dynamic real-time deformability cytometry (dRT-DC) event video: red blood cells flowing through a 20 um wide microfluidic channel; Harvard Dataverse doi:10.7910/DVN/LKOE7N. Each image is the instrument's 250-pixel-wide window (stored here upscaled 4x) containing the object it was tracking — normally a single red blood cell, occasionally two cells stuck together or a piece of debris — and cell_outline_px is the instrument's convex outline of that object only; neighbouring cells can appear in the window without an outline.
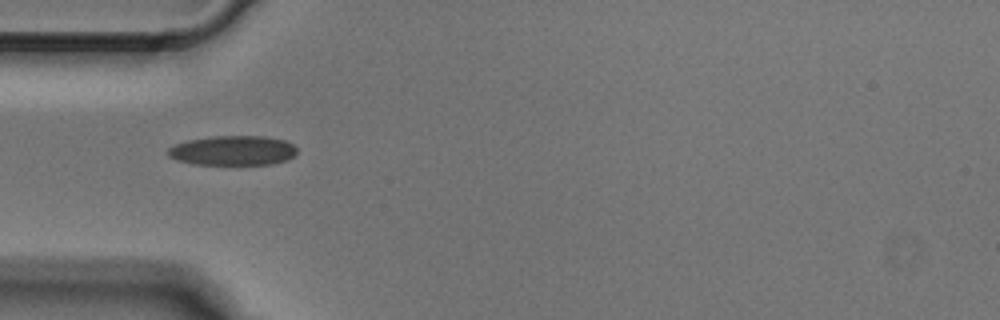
{"species": "Egyptian fruit bat (a non-hibernating species)", "species_latin": "Rousettus aegyptiacus", "temperature_condition": "cold", "stored_images_in_passage": 2, "camera_frame_rate_fps": 3000, "um_per_image_px": 0.085, "animal": {"sex": "male"}, "frame": {"image": 1, "passage_image": 1, "time_ms": 0.0, "image_size_px": [1000, 320], "cell_outline_px": [[296, 152], [288, 160], [272, 164], [192, 164], [176, 160], [168, 156], [168, 148], [176, 144], [188, 140], [212, 136], [264, 136], [284, 140], [292, 144], [296, 148]], "centroid_in_image_um": [19.78, 12.79], "position_along_channel_um": 65.2, "area_um2": 22.25}}
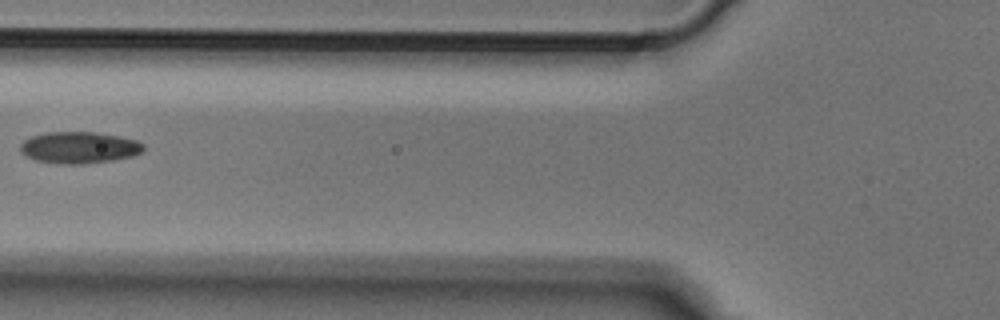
{"frame": {"image": 2, "passage_image": 2, "time_ms": 0.333, "image_size_px": [1000, 320], "cell_outline_px": [[144, 152], [132, 156], [112, 160], [84, 164], [56, 164], [36, 160], [24, 156], [20, 152], [20, 144], [24, 140], [32, 136], [48, 132], [96, 132], [136, 140], [144, 144]], "centroid_in_image_um": [6.71, 12.55], "position_along_channel_um": 119.1, "area_um2": 22.83}}